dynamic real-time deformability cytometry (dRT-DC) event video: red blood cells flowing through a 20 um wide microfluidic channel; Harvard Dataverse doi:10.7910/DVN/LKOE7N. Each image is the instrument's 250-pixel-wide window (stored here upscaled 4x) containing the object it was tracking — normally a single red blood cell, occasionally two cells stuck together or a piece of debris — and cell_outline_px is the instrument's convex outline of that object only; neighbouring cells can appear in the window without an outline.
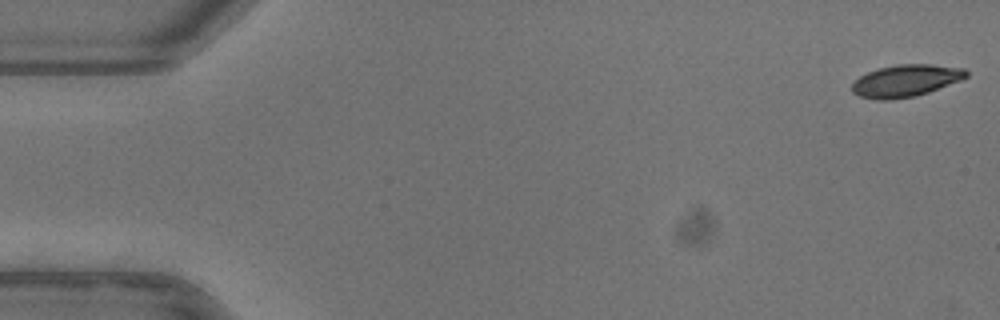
{"species": "common noctule bat (a hibernating species)", "species_latin": "Nyctalus noctula", "temperature_condition": "warm", "stored_images_in_passage": 28, "camera_frame_rate_fps": 3000, "um_per_image_px": 0.085, "animal": {"sex": "female"}, "frame": {"image": 1, "passage_image": 1, "time_ms": 0.0, "image_size_px": [1000, 320], "cell_outline_px": [[968, 76], [960, 80], [928, 92], [916, 96], [892, 100], [876, 100], [860, 96], [852, 92], [852, 84], [860, 76], [868, 72], [880, 68], [896, 64], [932, 64], [964, 68], [968, 72]], "centroid_in_image_um": [76.99, 6.86], "position_along_channel_um": 8.0, "area_um2": 21.33}}
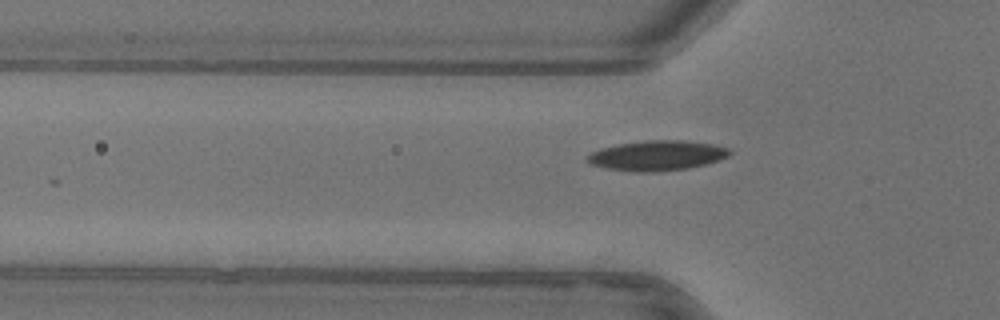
{"frame": {"image": 2, "passage_image": 17, "time_ms": 5.333, "image_size_px": [1000, 320], "cell_outline_px": [[732, 152], [728, 156], [720, 160], [688, 168], [652, 172], [636, 172], [608, 168], [588, 164], [588, 156], [592, 152], [600, 148], [620, 144], [648, 140], [680, 140], [712, 144], [728, 148]], "centroid_in_image_um": [55.86, 13.22], "position_along_channel_um": 69.9, "area_um2": 24.62}}
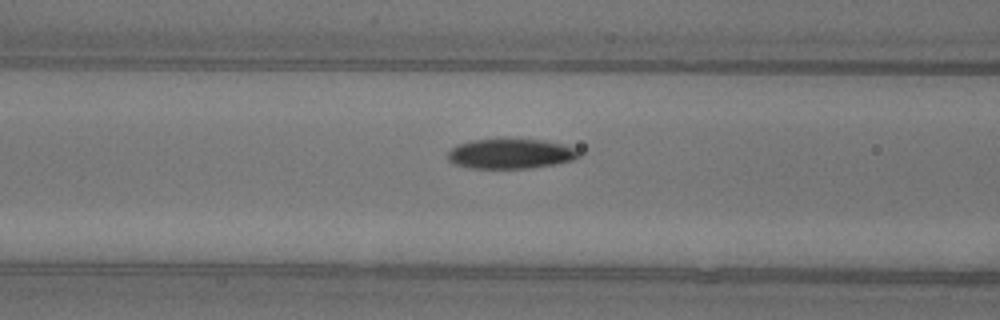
{"frame": {"image": 3, "passage_image": 21, "time_ms": 6.667, "image_size_px": [1000, 320], "cell_outline_px": [[580, 156], [572, 160], [556, 164], [528, 168], [468, 168], [452, 164], [448, 160], [448, 152], [456, 144], [472, 140], [544, 140], [564, 144], [576, 148], [580, 152]], "centroid_in_image_um": [43.39, 13.08], "position_along_channel_um": 123.2, "area_um2": 22.83}}